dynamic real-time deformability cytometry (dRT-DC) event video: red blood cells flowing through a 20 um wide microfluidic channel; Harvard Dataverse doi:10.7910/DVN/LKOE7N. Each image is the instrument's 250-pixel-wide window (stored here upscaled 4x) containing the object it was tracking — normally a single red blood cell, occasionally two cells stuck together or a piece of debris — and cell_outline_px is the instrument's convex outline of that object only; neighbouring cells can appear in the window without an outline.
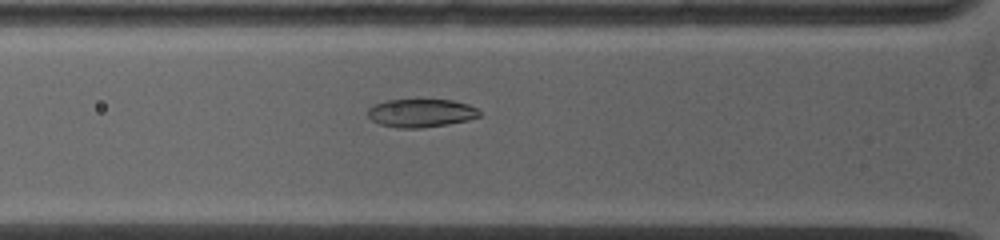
{"species": "common noctule bat (a hibernating species)", "species_latin": "Nyctalus noctula", "temperature_condition": "warm", "stored_images_in_passage": 23, "camera_frame_rate_fps": 5000, "um_per_image_px": 0.085, "animal": {"sex": "female", "body_mass_g": 19.0, "forearm_length_mm": 53.3}, "frame": {"image": 1, "passage_image": 2, "time_ms": 0.6, "image_size_px": [1000, 240], "cell_outline_px": [[480, 116], [468, 120], [448, 124], [424, 128], [400, 128], [380, 124], [372, 120], [368, 116], [368, 108], [376, 104], [388, 100], [452, 100], [468, 104], [476, 108], [480, 112]], "centroid_in_image_um": [35.8, 9.61], "position_along_channel_um": 90.0, "area_um2": 18.26}}
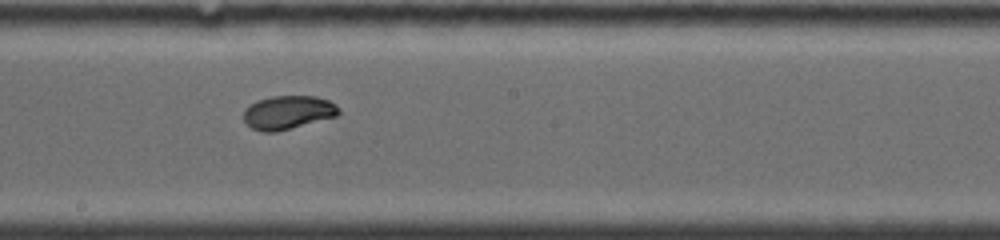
{"frame": {"image": 2, "passage_image": 8, "time_ms": 4.0, "image_size_px": [1000, 240], "cell_outline_px": [[340, 112], [336, 116], [276, 132], [264, 132], [252, 128], [244, 124], [244, 108], [256, 100], [272, 96], [316, 96], [328, 100], [336, 104], [340, 108]], "centroid_in_image_um": [24.45, 9.55], "position_along_channel_um": 223.8, "area_um2": 18.73}}
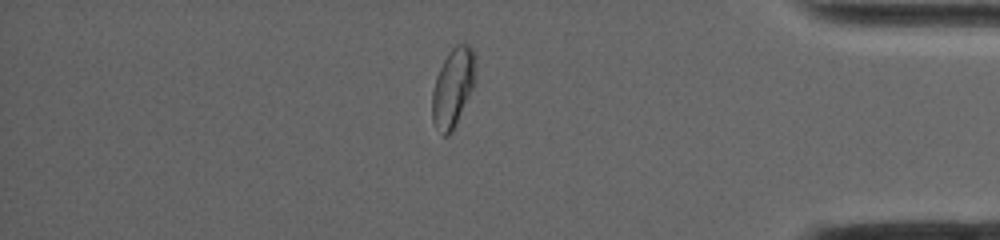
{"frame": {"image": 3, "passage_image": 17, "time_ms": 9.2, "image_size_px": [1000, 240], "cell_outline_px": [[476, 60], [472, 88], [452, 132], [448, 136], [444, 136], [432, 120], [432, 92], [436, 76], [448, 52], [456, 44], [468, 44], [472, 48], [476, 56]], "centroid_in_image_um": [38.49, 7.4], "position_along_channel_um": 396.7, "area_um2": 19.54}}